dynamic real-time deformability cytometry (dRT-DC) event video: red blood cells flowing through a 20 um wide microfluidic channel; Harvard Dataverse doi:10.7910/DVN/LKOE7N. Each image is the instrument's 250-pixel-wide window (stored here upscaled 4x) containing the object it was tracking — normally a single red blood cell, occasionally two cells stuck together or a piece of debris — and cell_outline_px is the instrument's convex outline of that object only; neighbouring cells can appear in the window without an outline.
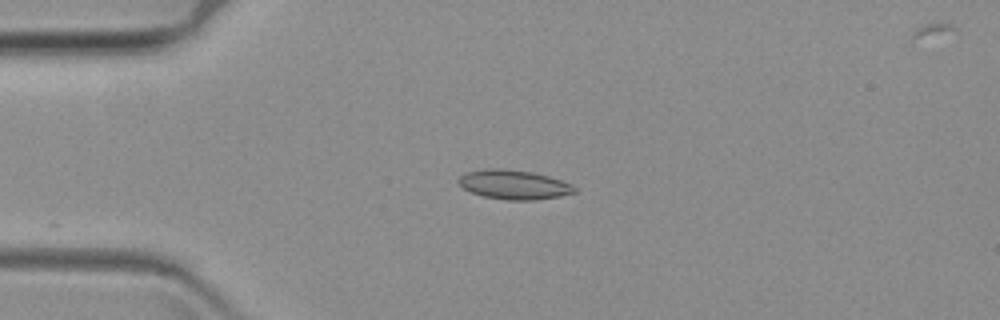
{"species": "common noctule bat (a hibernating species)", "species_latin": "Nyctalus noctula", "temperature_condition": "warm", "stored_images_in_passage": 7, "camera_frame_rate_fps": 3000, "um_per_image_px": 0.085, "animal": {"sex": "female", "body_mass_g": 19.3, "forearm_length_mm": 54.1}, "frame": {"image": 1, "passage_image": 2, "time_ms": 0.333, "image_size_px": [1000, 320], "cell_outline_px": [[576, 192], [560, 196], [536, 200], [508, 200], [484, 196], [472, 192], [464, 188], [456, 180], [464, 172], [488, 168], [500, 168], [532, 172], [548, 176], [572, 184], [576, 188]], "centroid_in_image_um": [43.67, 15.69], "position_along_channel_um": 41.3, "area_um2": 19.77}}